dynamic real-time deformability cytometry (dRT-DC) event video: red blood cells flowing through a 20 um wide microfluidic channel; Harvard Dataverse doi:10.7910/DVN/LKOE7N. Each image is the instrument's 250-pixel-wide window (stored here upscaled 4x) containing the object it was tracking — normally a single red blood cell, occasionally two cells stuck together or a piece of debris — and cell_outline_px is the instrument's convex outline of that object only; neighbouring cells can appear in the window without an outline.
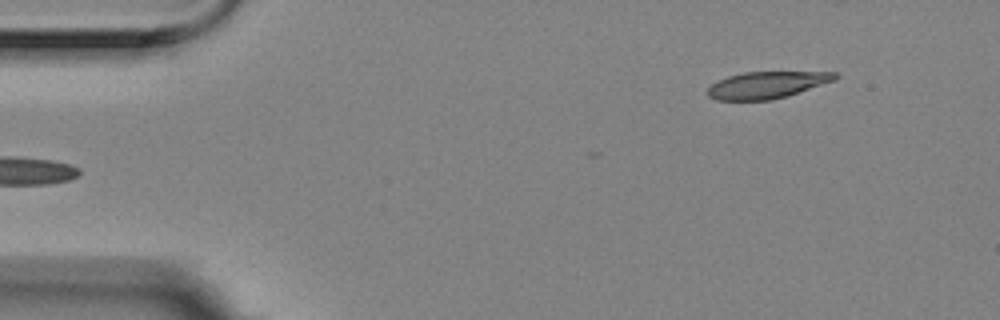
{"species": "Egyptian fruit bat (a non-hibernating species)", "species_latin": "Rousettus aegyptiacus", "temperature_condition": "room temperature", "stored_images_in_passage": 6, "segment_of_instrument_passage": [2, 2], "camera_frame_rate_fps": 3000, "um_per_image_px": 0.085, "animal": {"sex": "female"}, "frame": {"image": 1, "passage_image": 6, "time_ms": 1.667, "image_size_px": [1000, 320], "cell_outline_px": [[840, 76], [836, 80], [772, 100], [716, 100], [708, 96], [708, 88], [712, 84], [728, 76], [744, 72], [836, 72]], "centroid_in_image_um": [65.19, 7.22], "position_along_channel_um": 19.8, "area_um2": 19.71}}